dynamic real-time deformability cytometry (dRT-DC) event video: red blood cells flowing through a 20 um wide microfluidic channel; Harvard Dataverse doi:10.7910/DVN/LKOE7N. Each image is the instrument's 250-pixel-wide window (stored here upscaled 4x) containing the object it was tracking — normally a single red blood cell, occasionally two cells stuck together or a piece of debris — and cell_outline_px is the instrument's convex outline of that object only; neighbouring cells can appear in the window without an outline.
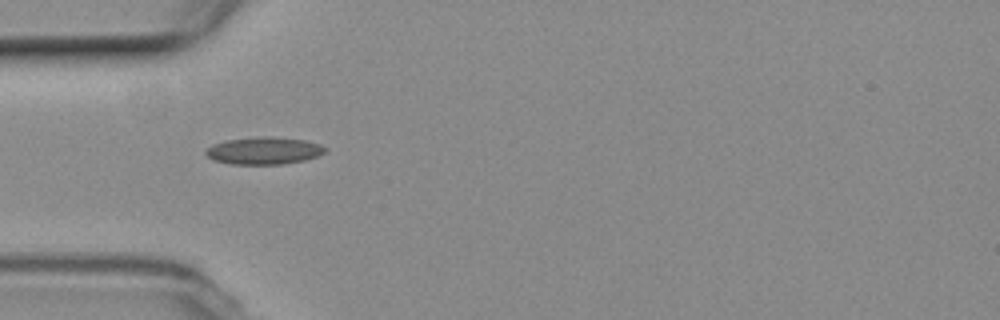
{"species": "common noctule bat (a hibernating species)", "species_latin": "Nyctalus noctula", "temperature_condition": "room temperature", "stored_images_in_passage": 5, "camera_frame_rate_fps": 3000, "um_per_image_px": 0.085, "animal": {"sex": "female", "body_mass_g": 19.3, "forearm_length_mm": 54.1}, "frame": {"image": 1, "passage_image": 5, "time_ms": 5.333, "image_size_px": [1000, 320], "cell_outline_px": [[328, 148], [324, 152], [316, 156], [304, 160], [284, 164], [232, 164], [216, 160], [208, 156], [204, 152], [212, 144], [228, 140], [264, 136], [272, 136], [304, 140], [320, 144]], "centroid_in_image_um": [22.46, 12.8], "position_along_channel_um": 62.5, "area_um2": 18.79}}